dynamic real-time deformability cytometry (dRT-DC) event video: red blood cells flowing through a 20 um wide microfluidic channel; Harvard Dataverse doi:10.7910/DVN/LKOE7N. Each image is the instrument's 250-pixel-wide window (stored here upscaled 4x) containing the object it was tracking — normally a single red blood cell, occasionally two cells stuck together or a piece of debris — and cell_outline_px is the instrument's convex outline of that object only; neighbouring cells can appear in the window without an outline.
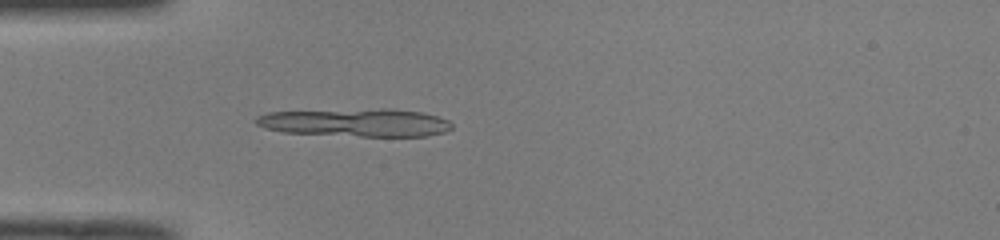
{"species": "common noctule bat (a hibernating species)", "species_latin": "Nyctalus noctula", "temperature_condition": "room temperature", "stored_images_in_passage": 50, "camera_frame_rate_fps": 3000, "um_per_image_px": 0.085, "animal": {"sex": "male", "body_mass_g": 19.0, "forearm_length_mm": 50.8}, "frame": {"image": 1, "passage_image": 15, "time_ms": 4.667, "image_size_px": [1000, 240], "cell_outline_px": [[452, 128], [444, 132], [428, 136], [360, 136], [284, 132], [264, 128], [256, 124], [256, 116], [268, 112], [380, 108], [384, 108], [420, 112], [436, 116], [448, 120], [452, 124]], "centroid_in_image_um": [30.23, 10.41], "position_along_channel_um": 54.8, "area_um2": 31.91}, "authors_computed_cell_mechanics": {"area_um2": 17.8313, "velocity_mm_per_s": 4.0589, "shape_relaxation_time_tau1_ms": 7.9056, "shape_relaxation_time_tau2_ms": 1.5454, "deformation_change_tau1": 0.2006, "deformation_change_tau2": 0.0664}}